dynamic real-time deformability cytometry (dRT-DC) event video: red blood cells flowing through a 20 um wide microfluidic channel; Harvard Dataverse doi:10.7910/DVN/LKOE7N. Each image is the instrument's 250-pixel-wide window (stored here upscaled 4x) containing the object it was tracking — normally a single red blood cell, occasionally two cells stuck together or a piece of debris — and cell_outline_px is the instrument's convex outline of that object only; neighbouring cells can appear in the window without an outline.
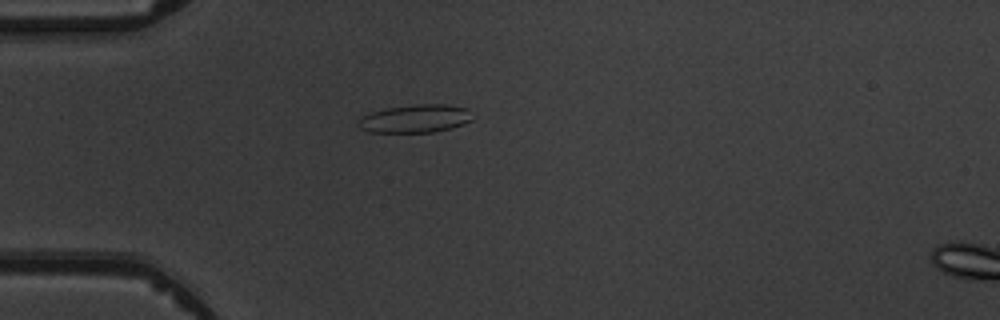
{"species": "common noctule bat (a hibernating species)", "species_latin": "Nyctalus noctula", "temperature_condition": "warm", "stored_images_in_passage": 2, "camera_frame_rate_fps": 3000, "um_per_image_px": 0.085, "animal": {"sex": "male", "body_mass_g": 19.5, "forearm_length_mm": 54.6}, "frame": {"image": 1, "passage_image": 1, "time_ms": 0.0, "image_size_px": [1000, 320], "cell_outline_px": [[472, 120], [464, 124], [452, 128], [432, 132], [368, 132], [360, 128], [356, 124], [360, 116], [384, 108], [416, 104], [444, 104], [468, 108]], "centroid_in_image_um": [35.26, 10.08], "position_along_channel_um": 49.7, "area_um2": 18.84}}